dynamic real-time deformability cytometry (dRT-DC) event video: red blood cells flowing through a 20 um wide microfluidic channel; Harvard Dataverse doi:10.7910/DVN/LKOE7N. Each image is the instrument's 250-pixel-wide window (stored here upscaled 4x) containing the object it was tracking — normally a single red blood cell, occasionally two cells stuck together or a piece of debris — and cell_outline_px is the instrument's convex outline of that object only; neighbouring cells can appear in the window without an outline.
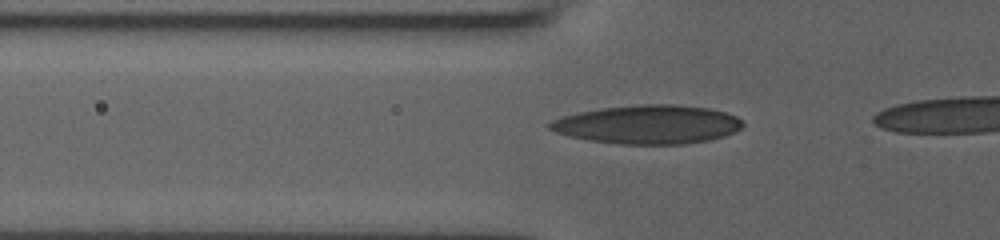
{"species": "human", "species_latin": "Homo sapiens", "temperature_condition": "room temperature", "stored_images_in_passage": 11, "camera_frame_rate_fps": 3000, "um_per_image_px": 0.085, "donor": {"sex": "male"}, "frame": {"image": 1, "passage_image": 8, "time_ms": 2.333, "image_size_px": [1000, 240], "cell_outline_px": [[744, 124], [740, 128], [724, 136], [708, 140], [684, 144], [620, 144], [588, 140], [568, 136], [556, 132], [548, 128], [548, 124], [552, 120], [564, 116], [580, 112], [600, 108], [644, 104], [672, 104], [708, 108], [724, 112], [736, 116]], "centroid_in_image_um": [55.05, 10.58], "position_along_channel_um": 70.8, "area_um2": 43.29}}